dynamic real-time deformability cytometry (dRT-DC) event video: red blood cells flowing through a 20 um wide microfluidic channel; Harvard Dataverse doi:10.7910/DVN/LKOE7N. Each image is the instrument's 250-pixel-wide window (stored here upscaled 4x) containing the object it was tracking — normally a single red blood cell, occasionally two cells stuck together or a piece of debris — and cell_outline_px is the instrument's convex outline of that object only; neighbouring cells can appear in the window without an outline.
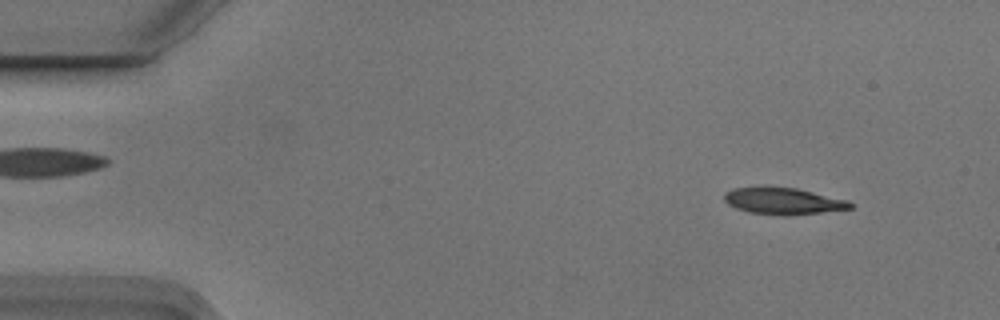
{"species": "Egyptian fruit bat (a non-hibernating species)", "species_latin": "Rousettus aegyptiacus", "temperature_condition": "cold", "stored_images_in_passage": 4, "camera_frame_rate_fps": 3000, "um_per_image_px": 0.085, "animal": {"sex": "male"}, "frame": {"image": 1, "passage_image": 1, "time_ms": 0.0, "image_size_px": [1000, 320], "cell_outline_px": [[852, 208], [820, 212], [784, 216], [752, 212], [736, 208], [728, 204], [724, 200], [724, 192], [732, 188], [764, 184], [768, 184], [796, 188], [848, 200], [852, 204]], "centroid_in_image_um": [66.49, 17.04], "position_along_channel_um": 18.5, "area_um2": 20.06}}
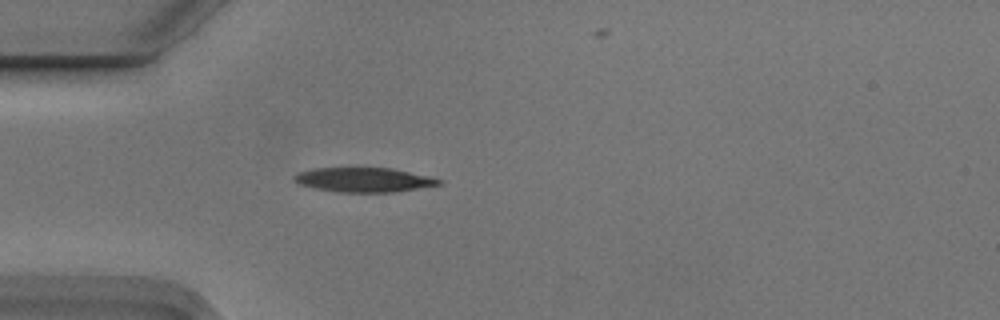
{"frame": {"image": 2, "passage_image": 3, "time_ms": 0.667, "image_size_px": [1000, 320], "cell_outline_px": [[444, 184], [396, 192], [340, 192], [316, 188], [300, 184], [292, 180], [292, 176], [300, 172], [312, 168], [392, 168], [428, 176], [440, 180]], "centroid_in_image_um": [30.93, 15.28], "position_along_channel_um": 54.1, "area_um2": 20.52}}